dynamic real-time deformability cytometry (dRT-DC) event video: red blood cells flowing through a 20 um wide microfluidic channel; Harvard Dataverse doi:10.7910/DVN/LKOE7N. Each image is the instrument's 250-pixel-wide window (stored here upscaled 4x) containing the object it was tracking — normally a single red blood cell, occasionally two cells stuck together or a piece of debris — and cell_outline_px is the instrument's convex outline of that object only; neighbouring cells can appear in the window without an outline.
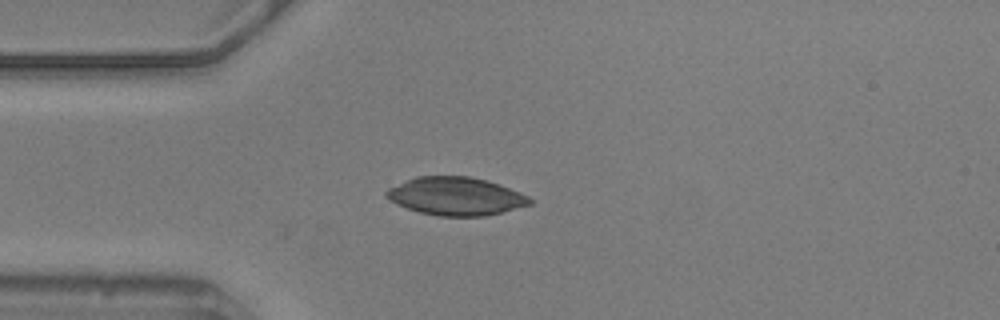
{"species": "common noctule bat (a hibernating species)", "species_latin": "Nyctalus noctula", "temperature_condition": "warm", "stored_images_in_passage": 36, "camera_frame_rate_fps": 3000, "um_per_image_px": 0.085, "animal": {"sex": "male", "body_mass_g": 20.5, "forearm_length_mm": 52.5}, "frame": {"image": 1, "passage_image": 1, "time_ms": 0.0, "image_size_px": [1000, 320], "cell_outline_px": [[532, 204], [484, 216], [436, 216], [420, 212], [396, 204], [384, 196], [384, 192], [388, 188], [416, 176], [468, 176], [488, 180], [500, 184], [520, 192], [528, 196], [532, 200]], "centroid_in_image_um": [38.73, 16.67], "position_along_channel_um": 46.3, "area_um2": 31.85}}
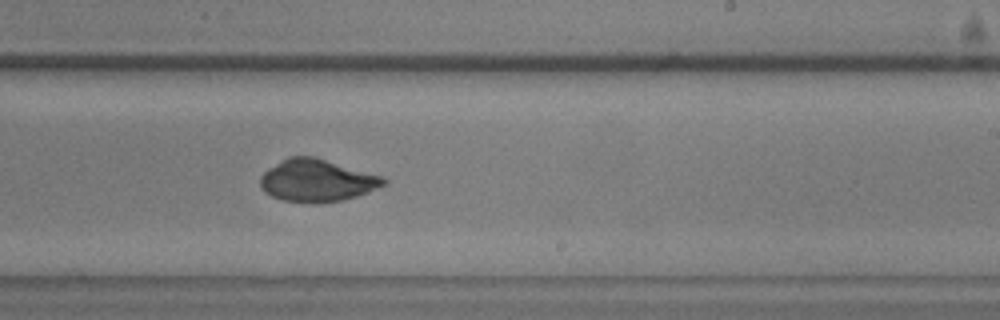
{"frame": {"image": 2, "passage_image": 20, "time_ms": 6.333, "image_size_px": [1000, 320], "cell_outline_px": [[388, 184], [368, 192], [356, 196], [340, 200], [316, 204], [284, 200], [272, 196], [264, 192], [260, 188], [260, 176], [268, 168], [280, 160], [288, 156], [316, 156], [384, 176], [388, 180]], "centroid_in_image_um": [26.96, 15.33], "position_along_channel_um": 262.0, "area_um2": 30.92}}
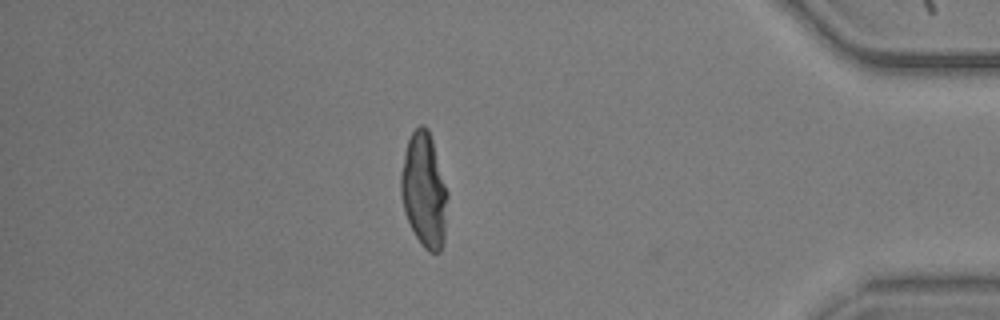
{"frame": {"image": 3, "passage_image": 35, "time_ms": 11.333, "image_size_px": [1000, 320], "cell_outline_px": [[448, 196], [444, 244], [440, 252], [428, 252], [420, 244], [404, 212], [400, 192], [400, 172], [408, 140], [412, 132], [420, 124], [424, 124], [428, 128], [432, 140], [448, 192]], "centroid_in_image_um": [36.05, 16.19], "position_along_channel_um": 399.1, "area_um2": 31.27}}